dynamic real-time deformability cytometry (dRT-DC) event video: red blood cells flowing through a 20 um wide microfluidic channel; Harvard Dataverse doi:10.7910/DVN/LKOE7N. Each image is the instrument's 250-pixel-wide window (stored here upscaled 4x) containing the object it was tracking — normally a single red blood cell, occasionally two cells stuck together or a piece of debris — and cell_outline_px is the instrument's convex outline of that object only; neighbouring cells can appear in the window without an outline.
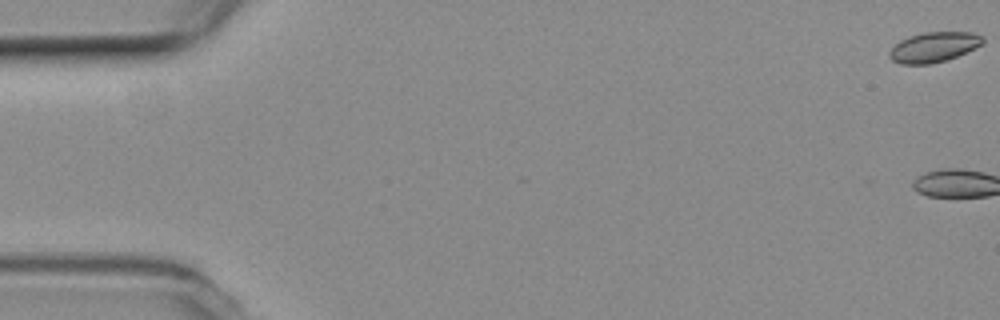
{"species": "common noctule bat (a hibernating species)", "species_latin": "Nyctalus noctula", "temperature_condition": "room temperature", "stored_images_in_passage": 3, "camera_frame_rate_fps": 3000, "um_per_image_px": 0.085, "animal": {"sex": "female", "body_mass_g": 19.3, "forearm_length_mm": 54.1}, "frame": {"image": 1, "passage_image": 1, "time_ms": 0.0, "image_size_px": [1000, 320], "cell_outline_px": [[984, 40], [980, 44], [956, 56], [932, 64], [900, 64], [892, 60], [888, 56], [888, 52], [900, 40], [908, 36], [924, 32], [972, 32], [984, 36]], "centroid_in_image_um": [79.32, 3.99], "position_along_channel_um": 5.7, "area_um2": 16.18}}